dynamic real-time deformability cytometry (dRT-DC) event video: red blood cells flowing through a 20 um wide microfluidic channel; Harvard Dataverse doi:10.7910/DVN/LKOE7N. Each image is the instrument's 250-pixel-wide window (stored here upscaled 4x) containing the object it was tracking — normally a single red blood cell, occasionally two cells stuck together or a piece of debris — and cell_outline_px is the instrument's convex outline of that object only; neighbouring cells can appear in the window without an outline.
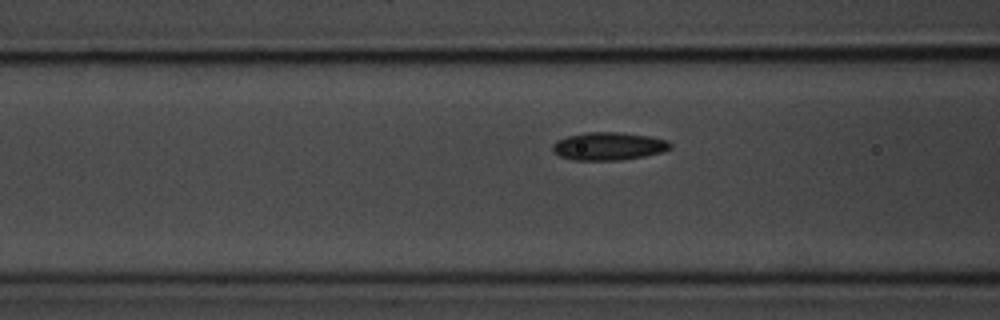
{"species": "common noctule bat (a hibernating species)", "species_latin": "Nyctalus noctula", "temperature_condition": "room temperature", "stored_images_in_passage": 16, "camera_frame_rate_fps": 3000, "um_per_image_px": 0.085, "animal": {"sex": "male", "body_mass_g": 20.1, "forearm_length_mm": 53.5}, "frame": {"image": 1, "passage_image": 14, "time_ms": 4.333, "image_size_px": [1000, 320], "cell_outline_px": [[672, 148], [664, 152], [644, 156], [620, 160], [572, 160], [560, 156], [552, 152], [552, 144], [556, 140], [568, 136], [588, 132], [616, 132], [648, 136], [668, 140], [672, 144]], "centroid_in_image_um": [51.73, 12.43], "position_along_channel_um": 114.9, "area_um2": 19.25}}